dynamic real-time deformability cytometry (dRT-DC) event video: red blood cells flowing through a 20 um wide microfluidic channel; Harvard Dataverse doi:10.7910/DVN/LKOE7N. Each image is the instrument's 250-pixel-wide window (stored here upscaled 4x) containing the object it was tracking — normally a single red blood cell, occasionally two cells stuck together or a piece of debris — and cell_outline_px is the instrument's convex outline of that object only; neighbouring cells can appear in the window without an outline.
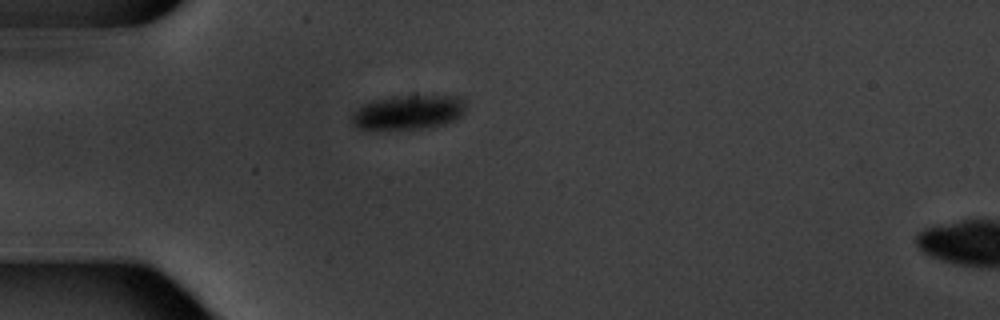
{"species": "common noctule bat (a hibernating species)", "species_latin": "Nyctalus noctula", "temperature_condition": "warm", "stored_images_in_passage": 2, "camera_frame_rate_fps": 3000, "um_per_image_px": 0.085, "animal": {"sex": "male", "body_mass_g": 20.1, "forearm_length_mm": 53.5}, "frame": {"image": 1, "passage_image": 1, "time_ms": 0.0, "image_size_px": [1000, 320], "cell_outline_px": [[464, 112], [456, 120], [444, 124], [424, 128], [356, 128], [352, 124], [352, 112], [356, 108], [364, 104], [376, 100], [392, 96], [460, 96], [464, 100]], "centroid_in_image_um": [34.71, 9.53], "position_along_channel_um": 50.3, "area_um2": 22.54}}